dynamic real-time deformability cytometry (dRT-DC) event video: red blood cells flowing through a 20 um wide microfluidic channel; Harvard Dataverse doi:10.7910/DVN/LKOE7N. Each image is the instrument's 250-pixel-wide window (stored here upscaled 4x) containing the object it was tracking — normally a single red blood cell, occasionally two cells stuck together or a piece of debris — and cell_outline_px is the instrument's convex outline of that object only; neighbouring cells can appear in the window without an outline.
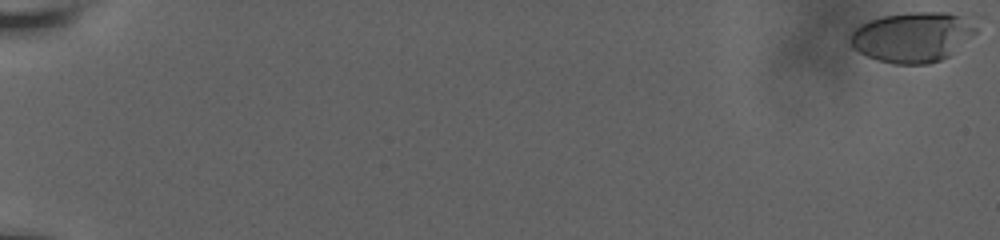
{"species": "human", "species_latin": "Homo sapiens", "temperature_condition": "room temperature", "stored_images_in_passage": 62, "camera_frame_rate_fps": 3000, "um_per_image_px": 0.085, "donor": {"sex": "male"}, "frame": {"image": 1, "passage_image": 1, "time_ms": 0.0, "image_size_px": [1000, 240], "cell_outline_px": [[984, 16], [976, 32], [948, 56], [940, 60], [928, 64], [892, 64], [876, 60], [852, 48], [852, 32], [860, 24], [884, 16], [912, 12], [976, 12]], "centroid_in_image_um": [77.78, 3.08], "position_along_channel_um": 7.2, "area_um2": 37.92}}
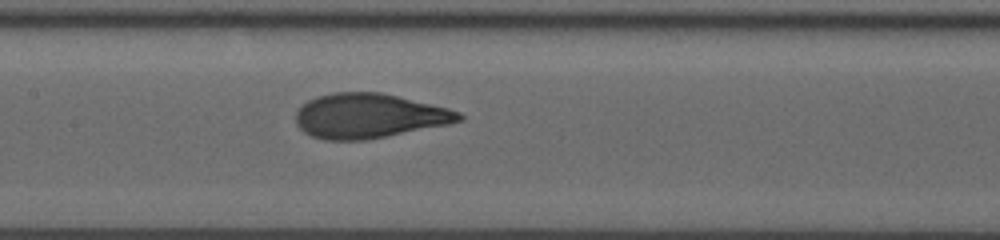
{"frame": {"image": 2, "passage_image": 34, "time_ms": 11.0, "image_size_px": [1000, 240], "cell_outline_px": [[464, 120], [448, 124], [364, 140], [324, 140], [312, 136], [304, 132], [296, 124], [296, 112], [308, 100], [316, 96], [332, 92], [380, 92], [448, 108], [460, 112], [464, 116]], "centroid_in_image_um": [31.34, 9.84], "position_along_channel_um": 176.1, "area_um2": 42.19}}
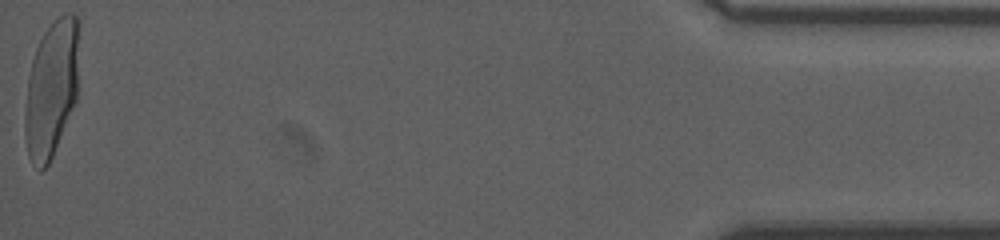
{"frame": {"image": 3, "passage_image": 62, "time_ms": 20.333, "image_size_px": [1000, 240], "cell_outline_px": [[80, 28], [76, 100], [52, 156], [48, 164], [40, 172], [32, 164], [28, 156], [24, 132], [24, 116], [28, 76], [32, 60], [36, 48], [44, 32], [64, 12], [72, 12], [80, 20]], "centroid_in_image_um": [4.38, 7.51], "position_along_channel_um": 430.8, "area_um2": 43.47}, "authors_computed_cell_mechanics": {"area_um2": 41.2692, "velocity_mm_per_s": 3.636, "shape_relaxation_time_tau1_ms": 5.0543, "shape_relaxation_time_tau2_ms": null, "deformation_change_tau1": 0.2288, "deformation_change_tau2": null}}